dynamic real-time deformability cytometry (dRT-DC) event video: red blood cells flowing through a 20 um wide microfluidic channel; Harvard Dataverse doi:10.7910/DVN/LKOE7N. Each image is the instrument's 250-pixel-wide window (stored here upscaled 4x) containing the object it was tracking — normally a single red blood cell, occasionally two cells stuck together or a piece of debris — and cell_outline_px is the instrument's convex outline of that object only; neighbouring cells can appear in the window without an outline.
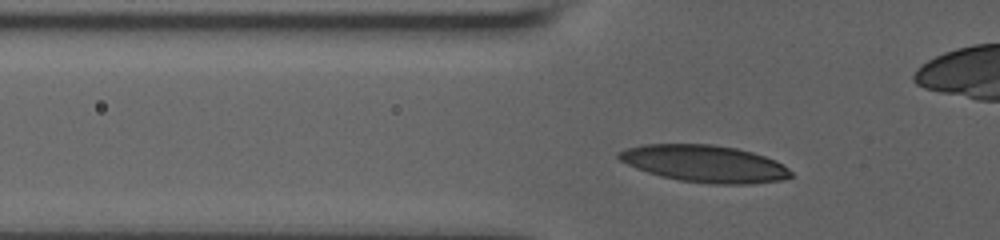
{"species": "human", "species_latin": "Homo sapiens", "temperature_condition": "room temperature", "stored_images_in_passage": 36, "camera_frame_rate_fps": 3000, "um_per_image_px": 0.085, "donor": {"sex": "male"}, "frame": {"image": 1, "passage_image": 7, "time_ms": 2.0, "image_size_px": [1000, 240], "cell_outline_px": [[792, 176], [780, 180], [748, 184], [712, 184], [680, 180], [660, 176], [636, 168], [620, 160], [616, 156], [616, 152], [628, 148], [644, 144], [712, 144], [736, 148], [752, 152], [776, 160], [784, 164], [792, 172]], "centroid_in_image_um": [59.89, 13.91], "position_along_channel_um": 65.9, "area_um2": 37.11}}
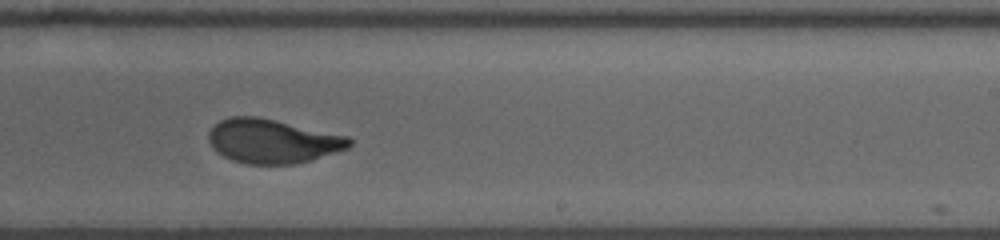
{"frame": {"image": 2, "passage_image": 24, "time_ms": 7.667, "image_size_px": [1000, 240], "cell_outline_px": [[352, 144], [348, 148], [336, 152], [296, 164], [248, 164], [232, 160], [216, 152], [212, 148], [208, 140], [208, 132], [220, 120], [228, 116], [256, 116], [276, 120], [348, 136], [352, 140]], "centroid_in_image_um": [23.14, 11.99], "position_along_channel_um": 265.9, "area_um2": 36.18}}
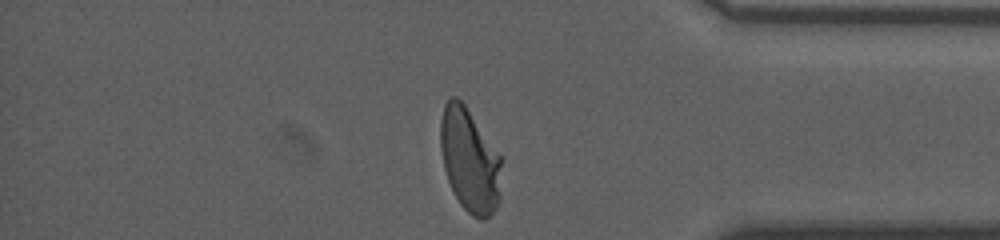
{"frame": {"image": 3, "passage_image": 36, "time_ms": 11.667, "image_size_px": [1000, 240], "cell_outline_px": [[500, 196], [496, 208], [484, 220], [480, 220], [472, 216], [460, 204], [448, 180], [444, 168], [440, 148], [440, 120], [444, 104], [452, 96], [456, 96], [464, 104], [500, 156]], "centroid_in_image_um": [39.89, 13.63], "position_along_channel_um": 395.3, "area_um2": 36.41}, "authors_computed_cell_mechanics": {"area_um2": 36.3851, "velocity_mm_per_s": 3.6326, "shape_relaxation_time_tau1_ms": 5.2737, "shape_relaxation_time_tau2_ms": null, "deformation_change_tau1": 0.1998, "deformation_change_tau2": null}}